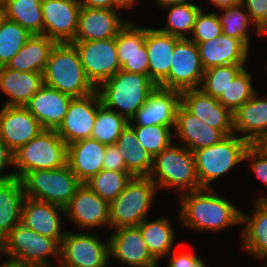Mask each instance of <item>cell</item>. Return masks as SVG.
I'll return each mask as SVG.
<instances>
[{"label":"cell","mask_w":267,"mask_h":267,"mask_svg":"<svg viewBox=\"0 0 267 267\" xmlns=\"http://www.w3.org/2000/svg\"><path fill=\"white\" fill-rule=\"evenodd\" d=\"M179 221L186 228L216 232L241 224L242 211L231 201L219 196L211 188L187 192L181 195Z\"/></svg>","instance_id":"cell-1"},{"label":"cell","mask_w":267,"mask_h":267,"mask_svg":"<svg viewBox=\"0 0 267 267\" xmlns=\"http://www.w3.org/2000/svg\"><path fill=\"white\" fill-rule=\"evenodd\" d=\"M42 75L44 85L73 98L89 95L96 90L85 74L73 43H56L53 46Z\"/></svg>","instance_id":"cell-2"},{"label":"cell","mask_w":267,"mask_h":267,"mask_svg":"<svg viewBox=\"0 0 267 267\" xmlns=\"http://www.w3.org/2000/svg\"><path fill=\"white\" fill-rule=\"evenodd\" d=\"M156 87L149 75L119 70L96 90L104 106L129 121Z\"/></svg>","instance_id":"cell-3"},{"label":"cell","mask_w":267,"mask_h":267,"mask_svg":"<svg viewBox=\"0 0 267 267\" xmlns=\"http://www.w3.org/2000/svg\"><path fill=\"white\" fill-rule=\"evenodd\" d=\"M157 189H178L181 194L202 189L196 172L194 153L171 144L153 158L149 176Z\"/></svg>","instance_id":"cell-4"},{"label":"cell","mask_w":267,"mask_h":267,"mask_svg":"<svg viewBox=\"0 0 267 267\" xmlns=\"http://www.w3.org/2000/svg\"><path fill=\"white\" fill-rule=\"evenodd\" d=\"M157 190L150 177H132L125 189L109 203L110 227L138 226L149 213Z\"/></svg>","instance_id":"cell-5"},{"label":"cell","mask_w":267,"mask_h":267,"mask_svg":"<svg viewBox=\"0 0 267 267\" xmlns=\"http://www.w3.org/2000/svg\"><path fill=\"white\" fill-rule=\"evenodd\" d=\"M251 144L234 133L215 145L194 151L196 172L201 188H211V182L244 162Z\"/></svg>","instance_id":"cell-6"},{"label":"cell","mask_w":267,"mask_h":267,"mask_svg":"<svg viewBox=\"0 0 267 267\" xmlns=\"http://www.w3.org/2000/svg\"><path fill=\"white\" fill-rule=\"evenodd\" d=\"M15 176L42 169H57L67 164V145L56 130L43 129L14 153Z\"/></svg>","instance_id":"cell-7"},{"label":"cell","mask_w":267,"mask_h":267,"mask_svg":"<svg viewBox=\"0 0 267 267\" xmlns=\"http://www.w3.org/2000/svg\"><path fill=\"white\" fill-rule=\"evenodd\" d=\"M25 197L65 207L82 184L68 164L57 169L25 173L21 178Z\"/></svg>","instance_id":"cell-8"},{"label":"cell","mask_w":267,"mask_h":267,"mask_svg":"<svg viewBox=\"0 0 267 267\" xmlns=\"http://www.w3.org/2000/svg\"><path fill=\"white\" fill-rule=\"evenodd\" d=\"M0 254L7 255L6 259L20 263L53 267L48 258L52 256L60 261V244L20 222L0 242Z\"/></svg>","instance_id":"cell-9"},{"label":"cell","mask_w":267,"mask_h":267,"mask_svg":"<svg viewBox=\"0 0 267 267\" xmlns=\"http://www.w3.org/2000/svg\"><path fill=\"white\" fill-rule=\"evenodd\" d=\"M109 259V239L102 242L88 232H65L58 267H105Z\"/></svg>","instance_id":"cell-10"},{"label":"cell","mask_w":267,"mask_h":267,"mask_svg":"<svg viewBox=\"0 0 267 267\" xmlns=\"http://www.w3.org/2000/svg\"><path fill=\"white\" fill-rule=\"evenodd\" d=\"M204 72L198 46L188 38L180 39L175 45L169 74L158 86L180 92L196 89Z\"/></svg>","instance_id":"cell-11"},{"label":"cell","mask_w":267,"mask_h":267,"mask_svg":"<svg viewBox=\"0 0 267 267\" xmlns=\"http://www.w3.org/2000/svg\"><path fill=\"white\" fill-rule=\"evenodd\" d=\"M72 43L79 52L87 78L96 88L121 70L115 38Z\"/></svg>","instance_id":"cell-12"},{"label":"cell","mask_w":267,"mask_h":267,"mask_svg":"<svg viewBox=\"0 0 267 267\" xmlns=\"http://www.w3.org/2000/svg\"><path fill=\"white\" fill-rule=\"evenodd\" d=\"M101 104L97 90L83 97L72 98L62 123L56 129L66 145L91 138L97 111Z\"/></svg>","instance_id":"cell-13"},{"label":"cell","mask_w":267,"mask_h":267,"mask_svg":"<svg viewBox=\"0 0 267 267\" xmlns=\"http://www.w3.org/2000/svg\"><path fill=\"white\" fill-rule=\"evenodd\" d=\"M43 35L55 43H72L78 30V0H42Z\"/></svg>","instance_id":"cell-14"},{"label":"cell","mask_w":267,"mask_h":267,"mask_svg":"<svg viewBox=\"0 0 267 267\" xmlns=\"http://www.w3.org/2000/svg\"><path fill=\"white\" fill-rule=\"evenodd\" d=\"M65 217L70 218L82 230L102 226L110 228L109 203L82 183L64 207Z\"/></svg>","instance_id":"cell-15"},{"label":"cell","mask_w":267,"mask_h":267,"mask_svg":"<svg viewBox=\"0 0 267 267\" xmlns=\"http://www.w3.org/2000/svg\"><path fill=\"white\" fill-rule=\"evenodd\" d=\"M181 103V92L157 86L146 102L128 122L129 126H176V111Z\"/></svg>","instance_id":"cell-16"},{"label":"cell","mask_w":267,"mask_h":267,"mask_svg":"<svg viewBox=\"0 0 267 267\" xmlns=\"http://www.w3.org/2000/svg\"><path fill=\"white\" fill-rule=\"evenodd\" d=\"M114 230L108 238L110 258L113 257L129 267H159L137 226Z\"/></svg>","instance_id":"cell-17"},{"label":"cell","mask_w":267,"mask_h":267,"mask_svg":"<svg viewBox=\"0 0 267 267\" xmlns=\"http://www.w3.org/2000/svg\"><path fill=\"white\" fill-rule=\"evenodd\" d=\"M43 130L39 121L25 106H2L0 138L15 152Z\"/></svg>","instance_id":"cell-18"},{"label":"cell","mask_w":267,"mask_h":267,"mask_svg":"<svg viewBox=\"0 0 267 267\" xmlns=\"http://www.w3.org/2000/svg\"><path fill=\"white\" fill-rule=\"evenodd\" d=\"M181 104L193 115L220 130L225 136L233 134V114L217 98L205 94L200 88L181 92Z\"/></svg>","instance_id":"cell-19"},{"label":"cell","mask_w":267,"mask_h":267,"mask_svg":"<svg viewBox=\"0 0 267 267\" xmlns=\"http://www.w3.org/2000/svg\"><path fill=\"white\" fill-rule=\"evenodd\" d=\"M108 8L81 7L78 30L74 41H97L116 38L120 29L129 21Z\"/></svg>","instance_id":"cell-20"},{"label":"cell","mask_w":267,"mask_h":267,"mask_svg":"<svg viewBox=\"0 0 267 267\" xmlns=\"http://www.w3.org/2000/svg\"><path fill=\"white\" fill-rule=\"evenodd\" d=\"M61 213L65 215L64 208L59 205L25 197L21 223L38 234L55 239L61 244L66 232L61 229L63 222L60 217Z\"/></svg>","instance_id":"cell-21"},{"label":"cell","mask_w":267,"mask_h":267,"mask_svg":"<svg viewBox=\"0 0 267 267\" xmlns=\"http://www.w3.org/2000/svg\"><path fill=\"white\" fill-rule=\"evenodd\" d=\"M73 97L43 85L25 105L43 129L56 130L67 113Z\"/></svg>","instance_id":"cell-22"},{"label":"cell","mask_w":267,"mask_h":267,"mask_svg":"<svg viewBox=\"0 0 267 267\" xmlns=\"http://www.w3.org/2000/svg\"><path fill=\"white\" fill-rule=\"evenodd\" d=\"M195 44L204 70L222 65L246 64L249 58V46L244 41L223 33L215 39Z\"/></svg>","instance_id":"cell-23"},{"label":"cell","mask_w":267,"mask_h":267,"mask_svg":"<svg viewBox=\"0 0 267 267\" xmlns=\"http://www.w3.org/2000/svg\"><path fill=\"white\" fill-rule=\"evenodd\" d=\"M172 133L184 142L182 146L192 152L215 145L226 137L220 130L190 113L181 103L176 111V126Z\"/></svg>","instance_id":"cell-24"},{"label":"cell","mask_w":267,"mask_h":267,"mask_svg":"<svg viewBox=\"0 0 267 267\" xmlns=\"http://www.w3.org/2000/svg\"><path fill=\"white\" fill-rule=\"evenodd\" d=\"M106 145L93 138L67 145V164L81 183H86L103 169Z\"/></svg>","instance_id":"cell-25"},{"label":"cell","mask_w":267,"mask_h":267,"mask_svg":"<svg viewBox=\"0 0 267 267\" xmlns=\"http://www.w3.org/2000/svg\"><path fill=\"white\" fill-rule=\"evenodd\" d=\"M267 131V98L259 97L256 92L247 102L233 113V133L244 134L241 137L250 144L257 141Z\"/></svg>","instance_id":"cell-26"},{"label":"cell","mask_w":267,"mask_h":267,"mask_svg":"<svg viewBox=\"0 0 267 267\" xmlns=\"http://www.w3.org/2000/svg\"><path fill=\"white\" fill-rule=\"evenodd\" d=\"M181 38L147 28L145 45L149 58V77L158 86L169 74L176 43Z\"/></svg>","instance_id":"cell-27"},{"label":"cell","mask_w":267,"mask_h":267,"mask_svg":"<svg viewBox=\"0 0 267 267\" xmlns=\"http://www.w3.org/2000/svg\"><path fill=\"white\" fill-rule=\"evenodd\" d=\"M43 85L42 73L0 67V90L9 97L4 106H25Z\"/></svg>","instance_id":"cell-28"},{"label":"cell","mask_w":267,"mask_h":267,"mask_svg":"<svg viewBox=\"0 0 267 267\" xmlns=\"http://www.w3.org/2000/svg\"><path fill=\"white\" fill-rule=\"evenodd\" d=\"M253 214L242 211L244 251L263 260L267 257V199H256Z\"/></svg>","instance_id":"cell-29"},{"label":"cell","mask_w":267,"mask_h":267,"mask_svg":"<svg viewBox=\"0 0 267 267\" xmlns=\"http://www.w3.org/2000/svg\"><path fill=\"white\" fill-rule=\"evenodd\" d=\"M25 192L19 178L0 180V242L21 222Z\"/></svg>","instance_id":"cell-30"},{"label":"cell","mask_w":267,"mask_h":267,"mask_svg":"<svg viewBox=\"0 0 267 267\" xmlns=\"http://www.w3.org/2000/svg\"><path fill=\"white\" fill-rule=\"evenodd\" d=\"M55 44L45 35H32L6 67L19 72L43 74L50 51Z\"/></svg>","instance_id":"cell-31"},{"label":"cell","mask_w":267,"mask_h":267,"mask_svg":"<svg viewBox=\"0 0 267 267\" xmlns=\"http://www.w3.org/2000/svg\"><path fill=\"white\" fill-rule=\"evenodd\" d=\"M126 166V172L133 177H149L153 167V157L137 141L134 130L127 125L115 142Z\"/></svg>","instance_id":"cell-32"},{"label":"cell","mask_w":267,"mask_h":267,"mask_svg":"<svg viewBox=\"0 0 267 267\" xmlns=\"http://www.w3.org/2000/svg\"><path fill=\"white\" fill-rule=\"evenodd\" d=\"M171 223L165 217L153 221L145 218L137 226L150 253L157 261L169 255L174 245L175 234Z\"/></svg>","instance_id":"cell-33"},{"label":"cell","mask_w":267,"mask_h":267,"mask_svg":"<svg viewBox=\"0 0 267 267\" xmlns=\"http://www.w3.org/2000/svg\"><path fill=\"white\" fill-rule=\"evenodd\" d=\"M42 0H11L2 7L3 16L18 23L31 35H43Z\"/></svg>","instance_id":"cell-34"},{"label":"cell","mask_w":267,"mask_h":267,"mask_svg":"<svg viewBox=\"0 0 267 267\" xmlns=\"http://www.w3.org/2000/svg\"><path fill=\"white\" fill-rule=\"evenodd\" d=\"M128 122L124 116L101 104L97 111L91 138L104 145L115 144Z\"/></svg>","instance_id":"cell-35"},{"label":"cell","mask_w":267,"mask_h":267,"mask_svg":"<svg viewBox=\"0 0 267 267\" xmlns=\"http://www.w3.org/2000/svg\"><path fill=\"white\" fill-rule=\"evenodd\" d=\"M192 2L164 7L169 9L167 25L158 30L181 39L189 38L188 35L192 33L195 18L201 9Z\"/></svg>","instance_id":"cell-36"},{"label":"cell","mask_w":267,"mask_h":267,"mask_svg":"<svg viewBox=\"0 0 267 267\" xmlns=\"http://www.w3.org/2000/svg\"><path fill=\"white\" fill-rule=\"evenodd\" d=\"M32 35L18 23L0 20V67L7 66Z\"/></svg>","instance_id":"cell-37"},{"label":"cell","mask_w":267,"mask_h":267,"mask_svg":"<svg viewBox=\"0 0 267 267\" xmlns=\"http://www.w3.org/2000/svg\"><path fill=\"white\" fill-rule=\"evenodd\" d=\"M132 177L133 176L126 171L102 169L88 180L86 184L95 194L110 203L125 189Z\"/></svg>","instance_id":"cell-38"},{"label":"cell","mask_w":267,"mask_h":267,"mask_svg":"<svg viewBox=\"0 0 267 267\" xmlns=\"http://www.w3.org/2000/svg\"><path fill=\"white\" fill-rule=\"evenodd\" d=\"M252 75L244 67L217 98L232 114L257 92L252 85Z\"/></svg>","instance_id":"cell-39"},{"label":"cell","mask_w":267,"mask_h":267,"mask_svg":"<svg viewBox=\"0 0 267 267\" xmlns=\"http://www.w3.org/2000/svg\"><path fill=\"white\" fill-rule=\"evenodd\" d=\"M220 10L224 11L221 15L217 14L223 29V34L240 39L249 46L248 29L253 24V21L250 19L249 13L244 11L243 4L232 5Z\"/></svg>","instance_id":"cell-40"},{"label":"cell","mask_w":267,"mask_h":267,"mask_svg":"<svg viewBox=\"0 0 267 267\" xmlns=\"http://www.w3.org/2000/svg\"><path fill=\"white\" fill-rule=\"evenodd\" d=\"M245 66L246 64H231L209 68L205 70L199 88L205 94L218 98Z\"/></svg>","instance_id":"cell-41"},{"label":"cell","mask_w":267,"mask_h":267,"mask_svg":"<svg viewBox=\"0 0 267 267\" xmlns=\"http://www.w3.org/2000/svg\"><path fill=\"white\" fill-rule=\"evenodd\" d=\"M134 22L128 21L118 32L115 42L120 66L122 56H133L134 54H148L145 39V27H137Z\"/></svg>","instance_id":"cell-42"},{"label":"cell","mask_w":267,"mask_h":267,"mask_svg":"<svg viewBox=\"0 0 267 267\" xmlns=\"http://www.w3.org/2000/svg\"><path fill=\"white\" fill-rule=\"evenodd\" d=\"M141 147L154 158L172 144V128L162 125L130 126Z\"/></svg>","instance_id":"cell-43"},{"label":"cell","mask_w":267,"mask_h":267,"mask_svg":"<svg viewBox=\"0 0 267 267\" xmlns=\"http://www.w3.org/2000/svg\"><path fill=\"white\" fill-rule=\"evenodd\" d=\"M222 33L223 29L217 13L211 12L210 14H204L203 9L201 8L195 18L194 27L191 33L193 35H190V38L188 39L194 43H202L215 39Z\"/></svg>","instance_id":"cell-44"},{"label":"cell","mask_w":267,"mask_h":267,"mask_svg":"<svg viewBox=\"0 0 267 267\" xmlns=\"http://www.w3.org/2000/svg\"><path fill=\"white\" fill-rule=\"evenodd\" d=\"M242 4L250 15L258 36L267 33V0H242Z\"/></svg>","instance_id":"cell-45"},{"label":"cell","mask_w":267,"mask_h":267,"mask_svg":"<svg viewBox=\"0 0 267 267\" xmlns=\"http://www.w3.org/2000/svg\"><path fill=\"white\" fill-rule=\"evenodd\" d=\"M250 162V168L258 178L267 186V153L255 144H251L245 152L244 161Z\"/></svg>","instance_id":"cell-46"},{"label":"cell","mask_w":267,"mask_h":267,"mask_svg":"<svg viewBox=\"0 0 267 267\" xmlns=\"http://www.w3.org/2000/svg\"><path fill=\"white\" fill-rule=\"evenodd\" d=\"M121 70L142 75H149L148 54L122 56Z\"/></svg>","instance_id":"cell-47"},{"label":"cell","mask_w":267,"mask_h":267,"mask_svg":"<svg viewBox=\"0 0 267 267\" xmlns=\"http://www.w3.org/2000/svg\"><path fill=\"white\" fill-rule=\"evenodd\" d=\"M103 169L126 171L124 160L115 144L106 145L103 159Z\"/></svg>","instance_id":"cell-48"},{"label":"cell","mask_w":267,"mask_h":267,"mask_svg":"<svg viewBox=\"0 0 267 267\" xmlns=\"http://www.w3.org/2000/svg\"><path fill=\"white\" fill-rule=\"evenodd\" d=\"M168 267H207L202 257L192 252H180L173 257H168Z\"/></svg>","instance_id":"cell-49"},{"label":"cell","mask_w":267,"mask_h":267,"mask_svg":"<svg viewBox=\"0 0 267 267\" xmlns=\"http://www.w3.org/2000/svg\"><path fill=\"white\" fill-rule=\"evenodd\" d=\"M13 151L7 146V144L0 138V180H6L12 177H15V173H2L6 165H14V155ZM2 173V174H1Z\"/></svg>","instance_id":"cell-50"},{"label":"cell","mask_w":267,"mask_h":267,"mask_svg":"<svg viewBox=\"0 0 267 267\" xmlns=\"http://www.w3.org/2000/svg\"><path fill=\"white\" fill-rule=\"evenodd\" d=\"M81 7L112 9V0H78Z\"/></svg>","instance_id":"cell-51"},{"label":"cell","mask_w":267,"mask_h":267,"mask_svg":"<svg viewBox=\"0 0 267 267\" xmlns=\"http://www.w3.org/2000/svg\"><path fill=\"white\" fill-rule=\"evenodd\" d=\"M212 5L218 7L219 10L222 8H227L232 5H237L242 3V0H209Z\"/></svg>","instance_id":"cell-52"},{"label":"cell","mask_w":267,"mask_h":267,"mask_svg":"<svg viewBox=\"0 0 267 267\" xmlns=\"http://www.w3.org/2000/svg\"><path fill=\"white\" fill-rule=\"evenodd\" d=\"M3 267H48L41 264L20 263L13 260L5 259Z\"/></svg>","instance_id":"cell-53"},{"label":"cell","mask_w":267,"mask_h":267,"mask_svg":"<svg viewBox=\"0 0 267 267\" xmlns=\"http://www.w3.org/2000/svg\"><path fill=\"white\" fill-rule=\"evenodd\" d=\"M135 0H112V9L117 10V8H129L132 9V6L135 4Z\"/></svg>","instance_id":"cell-54"},{"label":"cell","mask_w":267,"mask_h":267,"mask_svg":"<svg viewBox=\"0 0 267 267\" xmlns=\"http://www.w3.org/2000/svg\"><path fill=\"white\" fill-rule=\"evenodd\" d=\"M156 5L164 8L170 5L191 3L189 0H155Z\"/></svg>","instance_id":"cell-55"},{"label":"cell","mask_w":267,"mask_h":267,"mask_svg":"<svg viewBox=\"0 0 267 267\" xmlns=\"http://www.w3.org/2000/svg\"><path fill=\"white\" fill-rule=\"evenodd\" d=\"M259 147L263 152L267 153V131L265 134L257 141L255 144Z\"/></svg>","instance_id":"cell-56"},{"label":"cell","mask_w":267,"mask_h":267,"mask_svg":"<svg viewBox=\"0 0 267 267\" xmlns=\"http://www.w3.org/2000/svg\"><path fill=\"white\" fill-rule=\"evenodd\" d=\"M11 0H0V7L2 8L4 5H6Z\"/></svg>","instance_id":"cell-57"},{"label":"cell","mask_w":267,"mask_h":267,"mask_svg":"<svg viewBox=\"0 0 267 267\" xmlns=\"http://www.w3.org/2000/svg\"><path fill=\"white\" fill-rule=\"evenodd\" d=\"M257 199H267V196H260V197H258Z\"/></svg>","instance_id":"cell-58"},{"label":"cell","mask_w":267,"mask_h":267,"mask_svg":"<svg viewBox=\"0 0 267 267\" xmlns=\"http://www.w3.org/2000/svg\"><path fill=\"white\" fill-rule=\"evenodd\" d=\"M3 17V11H0V20L2 19Z\"/></svg>","instance_id":"cell-59"},{"label":"cell","mask_w":267,"mask_h":267,"mask_svg":"<svg viewBox=\"0 0 267 267\" xmlns=\"http://www.w3.org/2000/svg\"><path fill=\"white\" fill-rule=\"evenodd\" d=\"M0 259H1V255H0ZM0 261H1V260H0ZM0 267H3V262H2V263L0 262Z\"/></svg>","instance_id":"cell-60"}]
</instances>
